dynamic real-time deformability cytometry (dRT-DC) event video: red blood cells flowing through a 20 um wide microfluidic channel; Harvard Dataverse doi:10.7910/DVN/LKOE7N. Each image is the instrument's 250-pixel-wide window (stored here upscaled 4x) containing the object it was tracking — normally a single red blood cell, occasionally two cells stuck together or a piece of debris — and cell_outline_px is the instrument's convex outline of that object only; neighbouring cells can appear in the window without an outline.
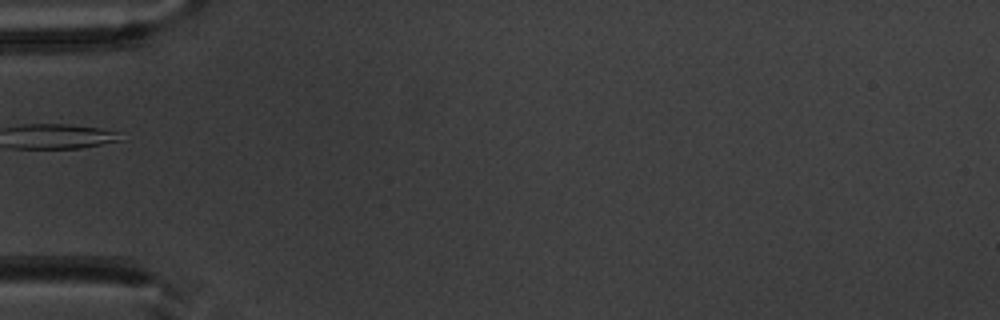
{"species": "common noctule bat (a hibernating species)", "species_latin": "Nyctalus noctula", "temperature_condition": "warm", "stored_images_in_passage": 12, "camera_frame_rate_fps": 3000, "um_per_image_px": 0.085, "animal": {"sex": "male", "body_mass_g": 20.1, "forearm_length_mm": 53.5}, "frame": {"image": 1, "passage_image": 1, "time_ms": 0.0, "image_size_px": [1000, 320], "cell_outline_px": [[112, 140], [96, 144], [72, 148], [24, 148], [12, 128], [40, 124], [44, 124], [92, 128], [104, 132]], "centroid_in_image_um": [4.99, 11.6], "position_along_channel_um": 80.0, "area_um2": 13.12}}